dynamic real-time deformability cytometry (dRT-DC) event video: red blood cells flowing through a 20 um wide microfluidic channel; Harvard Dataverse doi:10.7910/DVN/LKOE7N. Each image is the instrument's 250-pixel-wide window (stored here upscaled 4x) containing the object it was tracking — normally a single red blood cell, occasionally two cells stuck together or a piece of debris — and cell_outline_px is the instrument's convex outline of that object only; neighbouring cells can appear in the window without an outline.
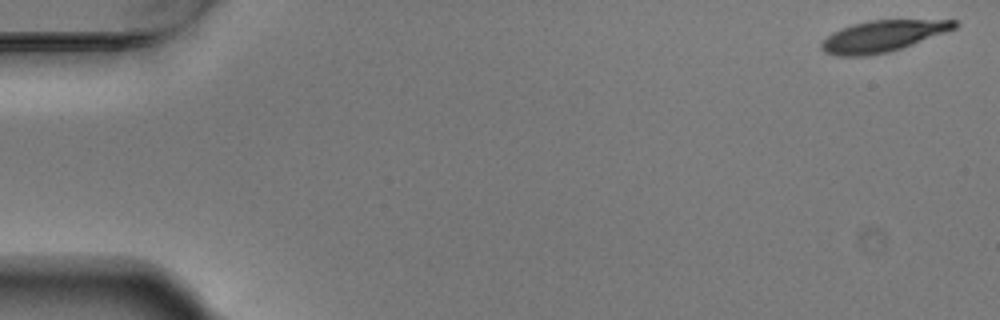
{"species": "Egyptian fruit bat (a non-hibernating species)", "species_latin": "Rousettus aegyptiacus", "temperature_condition": "warm", "stored_images_in_passage": 5, "camera_frame_rate_fps": 3000, "um_per_image_px": 0.085, "animal": {"sex": "male"}, "frame": {"image": 1, "passage_image": 1, "time_ms": 0.0, "image_size_px": [1000, 320], "cell_outline_px": [[960, 24], [956, 28], [900, 48], [888, 52], [864, 56], [836, 56], [824, 52], [820, 48], [820, 44], [832, 32], [840, 28], [852, 24], [868, 20], [956, 20]], "centroid_in_image_um": [74.98, 3.06], "position_along_channel_um": 10.0, "area_um2": 24.1}}
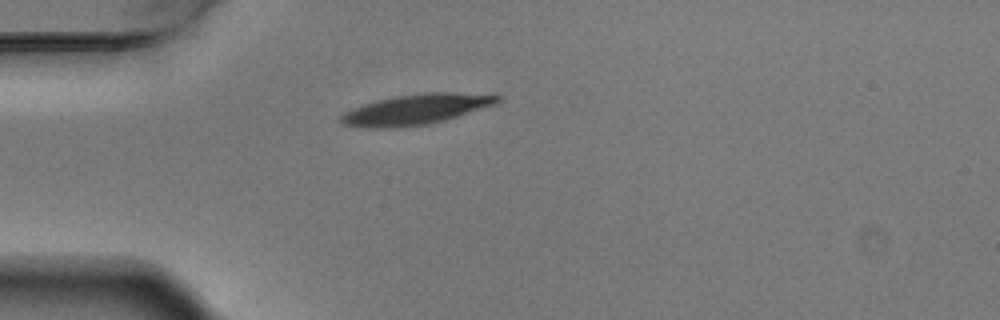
{"frame": {"image": 2, "passage_image": 5, "time_ms": 1.333, "image_size_px": [1000, 320], "cell_outline_px": [[500, 100], [496, 104], [444, 120], [428, 124], [396, 128], [368, 128], [344, 124], [340, 120], [340, 116], [344, 112], [352, 108], [364, 104], [396, 96], [428, 92], [452, 92], [500, 96]], "centroid_in_image_um": [35.33, 9.3], "position_along_channel_um": 49.7, "area_um2": 27.28}}